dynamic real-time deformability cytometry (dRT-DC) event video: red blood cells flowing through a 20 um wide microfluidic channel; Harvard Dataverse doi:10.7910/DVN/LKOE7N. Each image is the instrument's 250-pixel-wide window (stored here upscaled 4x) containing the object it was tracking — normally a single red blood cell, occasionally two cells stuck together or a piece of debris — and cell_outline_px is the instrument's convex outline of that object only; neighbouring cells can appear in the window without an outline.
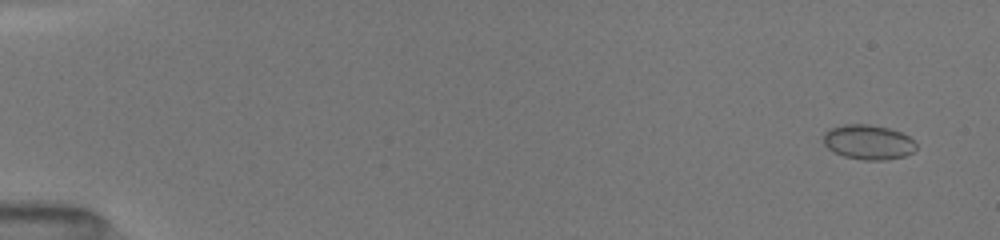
{"species": "common noctule bat (a hibernating species)", "species_latin": "Nyctalus noctula", "temperature_condition": "room temperature", "stored_images_in_passage": 63, "camera_frame_rate_fps": 3000, "um_per_image_px": 0.085, "animal": {"sex": "female", "body_mass_g": 19.5, "forearm_length_mm": 54.1}, "frame": {"image": 1, "passage_image": 3, "time_ms": 0.667, "image_size_px": [1000, 240], "cell_outline_px": [[916, 148], [912, 152], [904, 156], [884, 160], [864, 160], [844, 156], [832, 152], [824, 144], [824, 132], [828, 128], [844, 124], [868, 124], [888, 128], [900, 132], [908, 136], [916, 144]], "centroid_in_image_um": [73.77, 12.08], "position_along_channel_um": 11.2, "area_um2": 18.79}}
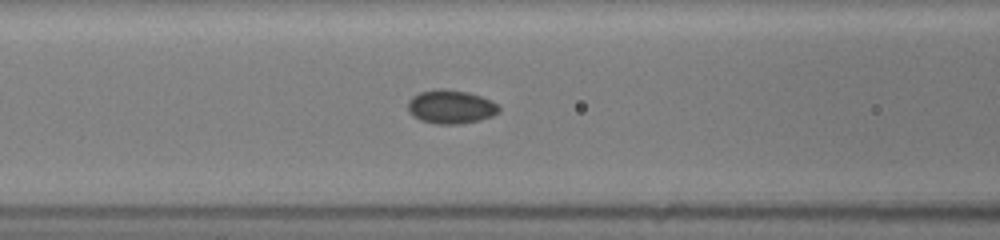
{"frame": {"image": 2, "passage_image": 23, "time_ms": 7.333, "image_size_px": [1000, 240], "cell_outline_px": [[500, 112], [492, 116], [480, 120], [460, 124], [436, 124], [420, 120], [412, 116], [408, 112], [408, 100], [412, 96], [420, 92], [436, 88], [444, 88], [468, 92], [492, 100], [500, 108]], "centroid_in_image_um": [38.3, 9.07], "position_along_channel_um": 128.3, "area_um2": 18.15}}
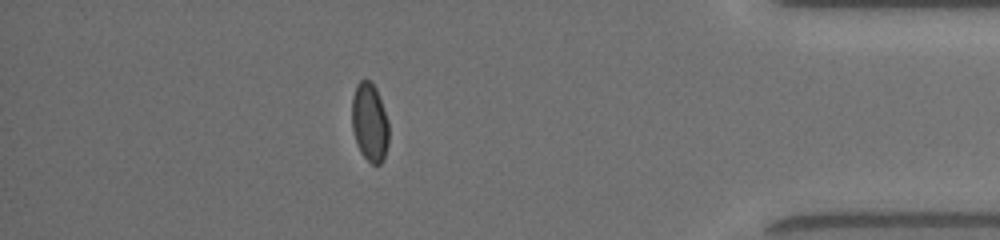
{"frame": {"image": 3, "passage_image": 53, "time_ms": 15.0, "image_size_px": [1000, 240], "cell_outline_px": [[388, 144], [384, 160], [380, 164], [372, 164], [360, 152], [356, 144], [352, 128], [352, 96], [356, 84], [360, 80], [368, 80], [376, 88], [388, 120]], "centroid_in_image_um": [31.41, 10.41], "position_along_channel_um": 403.8, "area_um2": 16.99}, "authors_computed_cell_mechanics": {"area_um2": 17.34, "velocity_mm_per_s": 4.0373, "shape_relaxation_time_tau1_ms": null, "shape_relaxation_time_tau2_ms": 0.4721, "deformation_change_tau1": null, "deformation_change_tau2": 0.0186}}